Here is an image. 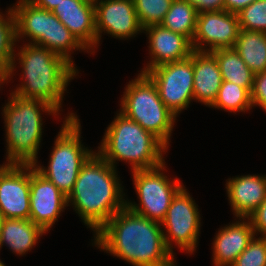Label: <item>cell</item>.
<instances>
[{"label": "cell", "instance_id": "33", "mask_svg": "<svg viewBox=\"0 0 266 266\" xmlns=\"http://www.w3.org/2000/svg\"><path fill=\"white\" fill-rule=\"evenodd\" d=\"M199 13L224 10V0H186Z\"/></svg>", "mask_w": 266, "mask_h": 266}, {"label": "cell", "instance_id": "7", "mask_svg": "<svg viewBox=\"0 0 266 266\" xmlns=\"http://www.w3.org/2000/svg\"><path fill=\"white\" fill-rule=\"evenodd\" d=\"M125 87L119 111L169 148L177 116L160 99L156 84L146 73L140 72Z\"/></svg>", "mask_w": 266, "mask_h": 266}, {"label": "cell", "instance_id": "29", "mask_svg": "<svg viewBox=\"0 0 266 266\" xmlns=\"http://www.w3.org/2000/svg\"><path fill=\"white\" fill-rule=\"evenodd\" d=\"M242 30L266 32V0H256L237 13Z\"/></svg>", "mask_w": 266, "mask_h": 266}, {"label": "cell", "instance_id": "30", "mask_svg": "<svg viewBox=\"0 0 266 266\" xmlns=\"http://www.w3.org/2000/svg\"><path fill=\"white\" fill-rule=\"evenodd\" d=\"M231 266H266V237L254 236Z\"/></svg>", "mask_w": 266, "mask_h": 266}, {"label": "cell", "instance_id": "25", "mask_svg": "<svg viewBox=\"0 0 266 266\" xmlns=\"http://www.w3.org/2000/svg\"><path fill=\"white\" fill-rule=\"evenodd\" d=\"M197 10L186 0H173L161 25L186 36L191 42L195 34Z\"/></svg>", "mask_w": 266, "mask_h": 266}, {"label": "cell", "instance_id": "35", "mask_svg": "<svg viewBox=\"0 0 266 266\" xmlns=\"http://www.w3.org/2000/svg\"><path fill=\"white\" fill-rule=\"evenodd\" d=\"M26 1L42 9L52 11L53 8H55L63 0H26Z\"/></svg>", "mask_w": 266, "mask_h": 266}, {"label": "cell", "instance_id": "11", "mask_svg": "<svg viewBox=\"0 0 266 266\" xmlns=\"http://www.w3.org/2000/svg\"><path fill=\"white\" fill-rule=\"evenodd\" d=\"M239 31V19L235 13L225 10L199 13L191 42L193 50L212 52L233 48Z\"/></svg>", "mask_w": 266, "mask_h": 266}, {"label": "cell", "instance_id": "2", "mask_svg": "<svg viewBox=\"0 0 266 266\" xmlns=\"http://www.w3.org/2000/svg\"><path fill=\"white\" fill-rule=\"evenodd\" d=\"M117 169L95 152L83 164L72 192L67 197L82 222L95 235L126 206L124 187Z\"/></svg>", "mask_w": 266, "mask_h": 266}, {"label": "cell", "instance_id": "20", "mask_svg": "<svg viewBox=\"0 0 266 266\" xmlns=\"http://www.w3.org/2000/svg\"><path fill=\"white\" fill-rule=\"evenodd\" d=\"M16 21V41L28 39V44L47 48L48 10L26 0H18L12 7Z\"/></svg>", "mask_w": 266, "mask_h": 266}, {"label": "cell", "instance_id": "9", "mask_svg": "<svg viewBox=\"0 0 266 266\" xmlns=\"http://www.w3.org/2000/svg\"><path fill=\"white\" fill-rule=\"evenodd\" d=\"M197 207L185 186L172 199L166 217L161 222L166 246L172 254H176L173 252L175 247L189 255L196 251L202 226Z\"/></svg>", "mask_w": 266, "mask_h": 266}, {"label": "cell", "instance_id": "5", "mask_svg": "<svg viewBox=\"0 0 266 266\" xmlns=\"http://www.w3.org/2000/svg\"><path fill=\"white\" fill-rule=\"evenodd\" d=\"M2 109L6 138V162L33 164L38 162V151L43 135L42 112L59 116L52 105L38 99L22 98L10 93ZM42 111V112H41Z\"/></svg>", "mask_w": 266, "mask_h": 266}, {"label": "cell", "instance_id": "26", "mask_svg": "<svg viewBox=\"0 0 266 266\" xmlns=\"http://www.w3.org/2000/svg\"><path fill=\"white\" fill-rule=\"evenodd\" d=\"M210 108H217L234 114L248 112L252 109L251 93L235 83L223 81Z\"/></svg>", "mask_w": 266, "mask_h": 266}, {"label": "cell", "instance_id": "17", "mask_svg": "<svg viewBox=\"0 0 266 266\" xmlns=\"http://www.w3.org/2000/svg\"><path fill=\"white\" fill-rule=\"evenodd\" d=\"M236 219L237 221L221 227L214 237L212 242L214 266H231L255 236L249 218Z\"/></svg>", "mask_w": 266, "mask_h": 266}, {"label": "cell", "instance_id": "37", "mask_svg": "<svg viewBox=\"0 0 266 266\" xmlns=\"http://www.w3.org/2000/svg\"><path fill=\"white\" fill-rule=\"evenodd\" d=\"M10 165V163L5 162L2 165H0V174Z\"/></svg>", "mask_w": 266, "mask_h": 266}, {"label": "cell", "instance_id": "27", "mask_svg": "<svg viewBox=\"0 0 266 266\" xmlns=\"http://www.w3.org/2000/svg\"><path fill=\"white\" fill-rule=\"evenodd\" d=\"M16 21L12 8L0 12V67L5 71L11 66L16 52Z\"/></svg>", "mask_w": 266, "mask_h": 266}, {"label": "cell", "instance_id": "14", "mask_svg": "<svg viewBox=\"0 0 266 266\" xmlns=\"http://www.w3.org/2000/svg\"><path fill=\"white\" fill-rule=\"evenodd\" d=\"M0 211L7 219L30 218V164H10L0 174Z\"/></svg>", "mask_w": 266, "mask_h": 266}, {"label": "cell", "instance_id": "6", "mask_svg": "<svg viewBox=\"0 0 266 266\" xmlns=\"http://www.w3.org/2000/svg\"><path fill=\"white\" fill-rule=\"evenodd\" d=\"M76 113L68 112L50 153L48 166L38 162L32 165L66 196L72 192L83 164L95 152L85 147L81 140V124Z\"/></svg>", "mask_w": 266, "mask_h": 266}, {"label": "cell", "instance_id": "18", "mask_svg": "<svg viewBox=\"0 0 266 266\" xmlns=\"http://www.w3.org/2000/svg\"><path fill=\"white\" fill-rule=\"evenodd\" d=\"M225 185L235 218H248L266 198V175L235 176Z\"/></svg>", "mask_w": 266, "mask_h": 266}, {"label": "cell", "instance_id": "31", "mask_svg": "<svg viewBox=\"0 0 266 266\" xmlns=\"http://www.w3.org/2000/svg\"><path fill=\"white\" fill-rule=\"evenodd\" d=\"M251 102L252 107L259 106L266 112V71L257 73L254 76Z\"/></svg>", "mask_w": 266, "mask_h": 266}, {"label": "cell", "instance_id": "12", "mask_svg": "<svg viewBox=\"0 0 266 266\" xmlns=\"http://www.w3.org/2000/svg\"><path fill=\"white\" fill-rule=\"evenodd\" d=\"M94 7L97 47L103 32L120 40L143 33L133 0H94Z\"/></svg>", "mask_w": 266, "mask_h": 266}, {"label": "cell", "instance_id": "19", "mask_svg": "<svg viewBox=\"0 0 266 266\" xmlns=\"http://www.w3.org/2000/svg\"><path fill=\"white\" fill-rule=\"evenodd\" d=\"M193 70L194 101L210 107L223 82L218 61L211 52L193 51Z\"/></svg>", "mask_w": 266, "mask_h": 266}, {"label": "cell", "instance_id": "15", "mask_svg": "<svg viewBox=\"0 0 266 266\" xmlns=\"http://www.w3.org/2000/svg\"><path fill=\"white\" fill-rule=\"evenodd\" d=\"M149 39L150 61L141 69L146 73L162 64L187 59L194 51L191 41L184 35L170 31L161 24L151 25L143 29Z\"/></svg>", "mask_w": 266, "mask_h": 266}, {"label": "cell", "instance_id": "8", "mask_svg": "<svg viewBox=\"0 0 266 266\" xmlns=\"http://www.w3.org/2000/svg\"><path fill=\"white\" fill-rule=\"evenodd\" d=\"M166 165L164 162L152 169L131 171L139 204L126 200L130 210L160 223L165 219L172 199L184 186L179 178L170 179L164 174Z\"/></svg>", "mask_w": 266, "mask_h": 266}, {"label": "cell", "instance_id": "36", "mask_svg": "<svg viewBox=\"0 0 266 266\" xmlns=\"http://www.w3.org/2000/svg\"><path fill=\"white\" fill-rule=\"evenodd\" d=\"M6 83V71L0 67V90L1 87H3L2 85H4Z\"/></svg>", "mask_w": 266, "mask_h": 266}, {"label": "cell", "instance_id": "24", "mask_svg": "<svg viewBox=\"0 0 266 266\" xmlns=\"http://www.w3.org/2000/svg\"><path fill=\"white\" fill-rule=\"evenodd\" d=\"M211 53L218 61L223 81L235 83L251 93L255 74L248 68L235 49H217Z\"/></svg>", "mask_w": 266, "mask_h": 266}, {"label": "cell", "instance_id": "21", "mask_svg": "<svg viewBox=\"0 0 266 266\" xmlns=\"http://www.w3.org/2000/svg\"><path fill=\"white\" fill-rule=\"evenodd\" d=\"M46 232L30 219L4 218L0 235V250L7 246L12 253L23 256L33 249Z\"/></svg>", "mask_w": 266, "mask_h": 266}, {"label": "cell", "instance_id": "4", "mask_svg": "<svg viewBox=\"0 0 266 266\" xmlns=\"http://www.w3.org/2000/svg\"><path fill=\"white\" fill-rule=\"evenodd\" d=\"M96 152L114 168H117V161H125L130 163L131 171H135L162 165L168 148L140 124L118 111L107 126Z\"/></svg>", "mask_w": 266, "mask_h": 266}, {"label": "cell", "instance_id": "1", "mask_svg": "<svg viewBox=\"0 0 266 266\" xmlns=\"http://www.w3.org/2000/svg\"><path fill=\"white\" fill-rule=\"evenodd\" d=\"M161 226L125 206L94 235L93 243L133 266H177Z\"/></svg>", "mask_w": 266, "mask_h": 266}, {"label": "cell", "instance_id": "38", "mask_svg": "<svg viewBox=\"0 0 266 266\" xmlns=\"http://www.w3.org/2000/svg\"><path fill=\"white\" fill-rule=\"evenodd\" d=\"M3 219H4V217H3V215H2V213L0 211V235H1V227H2Z\"/></svg>", "mask_w": 266, "mask_h": 266}, {"label": "cell", "instance_id": "13", "mask_svg": "<svg viewBox=\"0 0 266 266\" xmlns=\"http://www.w3.org/2000/svg\"><path fill=\"white\" fill-rule=\"evenodd\" d=\"M65 207H68L67 197L30 164L29 219L48 233Z\"/></svg>", "mask_w": 266, "mask_h": 266}, {"label": "cell", "instance_id": "16", "mask_svg": "<svg viewBox=\"0 0 266 266\" xmlns=\"http://www.w3.org/2000/svg\"><path fill=\"white\" fill-rule=\"evenodd\" d=\"M51 12L94 55L97 48L94 0H63Z\"/></svg>", "mask_w": 266, "mask_h": 266}, {"label": "cell", "instance_id": "22", "mask_svg": "<svg viewBox=\"0 0 266 266\" xmlns=\"http://www.w3.org/2000/svg\"><path fill=\"white\" fill-rule=\"evenodd\" d=\"M233 48L254 74L266 71V32L240 29Z\"/></svg>", "mask_w": 266, "mask_h": 266}, {"label": "cell", "instance_id": "10", "mask_svg": "<svg viewBox=\"0 0 266 266\" xmlns=\"http://www.w3.org/2000/svg\"><path fill=\"white\" fill-rule=\"evenodd\" d=\"M146 74L156 84L164 105L177 117L194 100L193 52L187 59L162 64Z\"/></svg>", "mask_w": 266, "mask_h": 266}, {"label": "cell", "instance_id": "28", "mask_svg": "<svg viewBox=\"0 0 266 266\" xmlns=\"http://www.w3.org/2000/svg\"><path fill=\"white\" fill-rule=\"evenodd\" d=\"M137 18L144 29L163 22L173 0H133Z\"/></svg>", "mask_w": 266, "mask_h": 266}, {"label": "cell", "instance_id": "39", "mask_svg": "<svg viewBox=\"0 0 266 266\" xmlns=\"http://www.w3.org/2000/svg\"><path fill=\"white\" fill-rule=\"evenodd\" d=\"M0 266H6L5 263H3L0 259Z\"/></svg>", "mask_w": 266, "mask_h": 266}, {"label": "cell", "instance_id": "3", "mask_svg": "<svg viewBox=\"0 0 266 266\" xmlns=\"http://www.w3.org/2000/svg\"><path fill=\"white\" fill-rule=\"evenodd\" d=\"M20 48L6 71L7 85L9 79L11 81L15 76L16 64L22 69L20 79H23L11 93L22 98L42 100L58 112L63 111L60 108L67 86L79 72L63 57L47 48L28 43ZM16 60H19L18 63Z\"/></svg>", "mask_w": 266, "mask_h": 266}, {"label": "cell", "instance_id": "34", "mask_svg": "<svg viewBox=\"0 0 266 266\" xmlns=\"http://www.w3.org/2000/svg\"><path fill=\"white\" fill-rule=\"evenodd\" d=\"M256 0H224V10L237 14Z\"/></svg>", "mask_w": 266, "mask_h": 266}, {"label": "cell", "instance_id": "32", "mask_svg": "<svg viewBox=\"0 0 266 266\" xmlns=\"http://www.w3.org/2000/svg\"><path fill=\"white\" fill-rule=\"evenodd\" d=\"M248 218L252 223L254 234L266 237V198Z\"/></svg>", "mask_w": 266, "mask_h": 266}, {"label": "cell", "instance_id": "23", "mask_svg": "<svg viewBox=\"0 0 266 266\" xmlns=\"http://www.w3.org/2000/svg\"><path fill=\"white\" fill-rule=\"evenodd\" d=\"M47 49L63 57L78 72L72 60L73 50L90 53L75 36L63 25L59 18L48 10Z\"/></svg>", "mask_w": 266, "mask_h": 266}]
</instances>
